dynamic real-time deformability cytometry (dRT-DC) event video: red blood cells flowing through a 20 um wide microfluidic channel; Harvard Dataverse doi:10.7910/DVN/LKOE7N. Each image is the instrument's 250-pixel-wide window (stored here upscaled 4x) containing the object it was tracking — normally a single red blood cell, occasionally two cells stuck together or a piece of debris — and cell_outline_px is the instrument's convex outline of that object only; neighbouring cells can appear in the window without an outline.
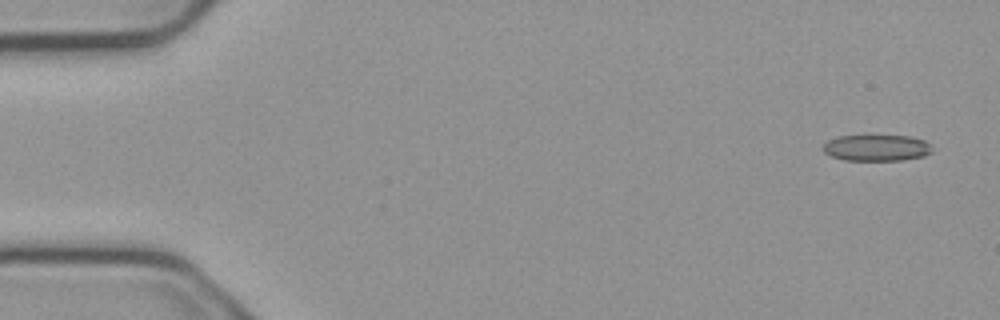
{"species": "common noctule bat (a hibernating species)", "species_latin": "Nyctalus noctula", "temperature_condition": "cold", "stored_images_in_passage": 4, "camera_frame_rate_fps": 3000, "um_per_image_px": 0.085, "animal": {"sex": "male", "body_mass_g": 23.1, "forearm_length_mm": 52.7}, "frame": {"image": 1, "passage_image": 1, "time_ms": 0.0, "image_size_px": [1000, 320], "cell_outline_px": [[932, 152], [924, 156], [904, 160], [844, 160], [832, 156], [824, 152], [824, 144], [828, 140], [840, 136], [908, 136], [924, 140], [932, 148]], "centroid_in_image_um": [74.53, 12.57], "position_along_channel_um": 10.5, "area_um2": 16.53}}
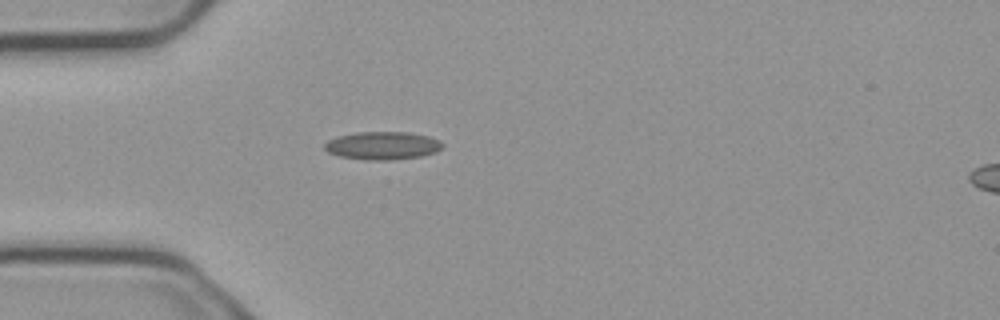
{"frame": {"image": 2, "passage_image": 4, "time_ms": 1.0, "image_size_px": [1000, 320], "cell_outline_px": [[444, 144], [436, 152], [420, 156], [388, 160], [368, 160], [340, 156], [328, 152], [324, 148], [324, 144], [328, 140], [336, 136], [356, 132], [408, 132], [428, 136], [440, 140]], "centroid_in_image_um": [32.5, 12.36], "position_along_channel_um": 52.5, "area_um2": 19.19}}